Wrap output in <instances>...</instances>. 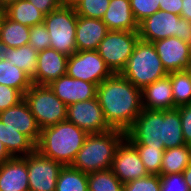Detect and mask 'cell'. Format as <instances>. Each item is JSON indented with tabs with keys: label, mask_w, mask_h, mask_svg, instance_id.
Instances as JSON below:
<instances>
[{
	"label": "cell",
	"mask_w": 191,
	"mask_h": 191,
	"mask_svg": "<svg viewBox=\"0 0 191 191\" xmlns=\"http://www.w3.org/2000/svg\"><path fill=\"white\" fill-rule=\"evenodd\" d=\"M96 97L112 129L126 132L143 110L142 90L120 73L103 80L97 86Z\"/></svg>",
	"instance_id": "obj_1"
},
{
	"label": "cell",
	"mask_w": 191,
	"mask_h": 191,
	"mask_svg": "<svg viewBox=\"0 0 191 191\" xmlns=\"http://www.w3.org/2000/svg\"><path fill=\"white\" fill-rule=\"evenodd\" d=\"M126 138L134 146H151L165 150L185 145L179 110L143 109L126 131Z\"/></svg>",
	"instance_id": "obj_2"
},
{
	"label": "cell",
	"mask_w": 191,
	"mask_h": 191,
	"mask_svg": "<svg viewBox=\"0 0 191 191\" xmlns=\"http://www.w3.org/2000/svg\"><path fill=\"white\" fill-rule=\"evenodd\" d=\"M87 135L85 130L65 120L41 129L36 150L63 166L71 165Z\"/></svg>",
	"instance_id": "obj_3"
},
{
	"label": "cell",
	"mask_w": 191,
	"mask_h": 191,
	"mask_svg": "<svg viewBox=\"0 0 191 191\" xmlns=\"http://www.w3.org/2000/svg\"><path fill=\"white\" fill-rule=\"evenodd\" d=\"M125 137L126 132L118 129L88 134L70 166L87 174L111 169L116 149Z\"/></svg>",
	"instance_id": "obj_4"
},
{
	"label": "cell",
	"mask_w": 191,
	"mask_h": 191,
	"mask_svg": "<svg viewBox=\"0 0 191 191\" xmlns=\"http://www.w3.org/2000/svg\"><path fill=\"white\" fill-rule=\"evenodd\" d=\"M120 74L141 90L168 75L153 43L141 39Z\"/></svg>",
	"instance_id": "obj_5"
},
{
	"label": "cell",
	"mask_w": 191,
	"mask_h": 191,
	"mask_svg": "<svg viewBox=\"0 0 191 191\" xmlns=\"http://www.w3.org/2000/svg\"><path fill=\"white\" fill-rule=\"evenodd\" d=\"M77 17L72 4L63 3L44 16V24L50 34V48L71 56L77 51L75 36Z\"/></svg>",
	"instance_id": "obj_6"
},
{
	"label": "cell",
	"mask_w": 191,
	"mask_h": 191,
	"mask_svg": "<svg viewBox=\"0 0 191 191\" xmlns=\"http://www.w3.org/2000/svg\"><path fill=\"white\" fill-rule=\"evenodd\" d=\"M139 39L155 42L168 37H177L191 42V21L180 15L159 10L139 23Z\"/></svg>",
	"instance_id": "obj_7"
},
{
	"label": "cell",
	"mask_w": 191,
	"mask_h": 191,
	"mask_svg": "<svg viewBox=\"0 0 191 191\" xmlns=\"http://www.w3.org/2000/svg\"><path fill=\"white\" fill-rule=\"evenodd\" d=\"M24 100L41 129L65 121L67 118V105L48 85L32 84L24 94Z\"/></svg>",
	"instance_id": "obj_8"
},
{
	"label": "cell",
	"mask_w": 191,
	"mask_h": 191,
	"mask_svg": "<svg viewBox=\"0 0 191 191\" xmlns=\"http://www.w3.org/2000/svg\"><path fill=\"white\" fill-rule=\"evenodd\" d=\"M138 40V31L109 30L97 51L113 74L121 73Z\"/></svg>",
	"instance_id": "obj_9"
},
{
	"label": "cell",
	"mask_w": 191,
	"mask_h": 191,
	"mask_svg": "<svg viewBox=\"0 0 191 191\" xmlns=\"http://www.w3.org/2000/svg\"><path fill=\"white\" fill-rule=\"evenodd\" d=\"M66 74L97 86L113 73L97 50L76 51L67 60Z\"/></svg>",
	"instance_id": "obj_10"
},
{
	"label": "cell",
	"mask_w": 191,
	"mask_h": 191,
	"mask_svg": "<svg viewBox=\"0 0 191 191\" xmlns=\"http://www.w3.org/2000/svg\"><path fill=\"white\" fill-rule=\"evenodd\" d=\"M63 165L43 156L36 149L27 155L29 191H56L57 178Z\"/></svg>",
	"instance_id": "obj_11"
},
{
	"label": "cell",
	"mask_w": 191,
	"mask_h": 191,
	"mask_svg": "<svg viewBox=\"0 0 191 191\" xmlns=\"http://www.w3.org/2000/svg\"><path fill=\"white\" fill-rule=\"evenodd\" d=\"M66 120L85 130L88 134L104 133L112 129L104 118L97 97L67 106Z\"/></svg>",
	"instance_id": "obj_12"
},
{
	"label": "cell",
	"mask_w": 191,
	"mask_h": 191,
	"mask_svg": "<svg viewBox=\"0 0 191 191\" xmlns=\"http://www.w3.org/2000/svg\"><path fill=\"white\" fill-rule=\"evenodd\" d=\"M111 170L123 184L149 175L136 147L126 137L116 149Z\"/></svg>",
	"instance_id": "obj_13"
},
{
	"label": "cell",
	"mask_w": 191,
	"mask_h": 191,
	"mask_svg": "<svg viewBox=\"0 0 191 191\" xmlns=\"http://www.w3.org/2000/svg\"><path fill=\"white\" fill-rule=\"evenodd\" d=\"M153 45L167 73L189 68L191 61L189 43L177 37H168L153 42Z\"/></svg>",
	"instance_id": "obj_14"
},
{
	"label": "cell",
	"mask_w": 191,
	"mask_h": 191,
	"mask_svg": "<svg viewBox=\"0 0 191 191\" xmlns=\"http://www.w3.org/2000/svg\"><path fill=\"white\" fill-rule=\"evenodd\" d=\"M0 120L7 127L26 135L35 145L39 142L41 128L24 99L18 104L1 111Z\"/></svg>",
	"instance_id": "obj_15"
},
{
	"label": "cell",
	"mask_w": 191,
	"mask_h": 191,
	"mask_svg": "<svg viewBox=\"0 0 191 191\" xmlns=\"http://www.w3.org/2000/svg\"><path fill=\"white\" fill-rule=\"evenodd\" d=\"M49 88L67 106L79 101L96 98L97 85L81 79H74L67 74L52 81Z\"/></svg>",
	"instance_id": "obj_16"
},
{
	"label": "cell",
	"mask_w": 191,
	"mask_h": 191,
	"mask_svg": "<svg viewBox=\"0 0 191 191\" xmlns=\"http://www.w3.org/2000/svg\"><path fill=\"white\" fill-rule=\"evenodd\" d=\"M68 56L55 49L47 48L37 55V69L32 84L49 85L66 74Z\"/></svg>",
	"instance_id": "obj_17"
},
{
	"label": "cell",
	"mask_w": 191,
	"mask_h": 191,
	"mask_svg": "<svg viewBox=\"0 0 191 191\" xmlns=\"http://www.w3.org/2000/svg\"><path fill=\"white\" fill-rule=\"evenodd\" d=\"M0 191H29L27 156L12 157L0 165Z\"/></svg>",
	"instance_id": "obj_18"
},
{
	"label": "cell",
	"mask_w": 191,
	"mask_h": 191,
	"mask_svg": "<svg viewBox=\"0 0 191 191\" xmlns=\"http://www.w3.org/2000/svg\"><path fill=\"white\" fill-rule=\"evenodd\" d=\"M142 107L160 111L175 109L171 79L168 75L142 89Z\"/></svg>",
	"instance_id": "obj_19"
},
{
	"label": "cell",
	"mask_w": 191,
	"mask_h": 191,
	"mask_svg": "<svg viewBox=\"0 0 191 191\" xmlns=\"http://www.w3.org/2000/svg\"><path fill=\"white\" fill-rule=\"evenodd\" d=\"M108 31L102 20L78 16L75 36L77 51L97 50Z\"/></svg>",
	"instance_id": "obj_20"
},
{
	"label": "cell",
	"mask_w": 191,
	"mask_h": 191,
	"mask_svg": "<svg viewBox=\"0 0 191 191\" xmlns=\"http://www.w3.org/2000/svg\"><path fill=\"white\" fill-rule=\"evenodd\" d=\"M102 21L108 30L138 31L139 28L131 10L130 0H110Z\"/></svg>",
	"instance_id": "obj_21"
},
{
	"label": "cell",
	"mask_w": 191,
	"mask_h": 191,
	"mask_svg": "<svg viewBox=\"0 0 191 191\" xmlns=\"http://www.w3.org/2000/svg\"><path fill=\"white\" fill-rule=\"evenodd\" d=\"M4 14L14 22L31 27L44 23V14L28 0H17L4 7Z\"/></svg>",
	"instance_id": "obj_22"
},
{
	"label": "cell",
	"mask_w": 191,
	"mask_h": 191,
	"mask_svg": "<svg viewBox=\"0 0 191 191\" xmlns=\"http://www.w3.org/2000/svg\"><path fill=\"white\" fill-rule=\"evenodd\" d=\"M0 141L13 157L27 156L36 149V145L26 135L7 127L1 120Z\"/></svg>",
	"instance_id": "obj_23"
},
{
	"label": "cell",
	"mask_w": 191,
	"mask_h": 191,
	"mask_svg": "<svg viewBox=\"0 0 191 191\" xmlns=\"http://www.w3.org/2000/svg\"><path fill=\"white\" fill-rule=\"evenodd\" d=\"M191 164V146L183 145L164 151L160 175L182 173Z\"/></svg>",
	"instance_id": "obj_24"
},
{
	"label": "cell",
	"mask_w": 191,
	"mask_h": 191,
	"mask_svg": "<svg viewBox=\"0 0 191 191\" xmlns=\"http://www.w3.org/2000/svg\"><path fill=\"white\" fill-rule=\"evenodd\" d=\"M30 27L9 19L5 14L0 21V40L9 48H18L29 43Z\"/></svg>",
	"instance_id": "obj_25"
},
{
	"label": "cell",
	"mask_w": 191,
	"mask_h": 191,
	"mask_svg": "<svg viewBox=\"0 0 191 191\" xmlns=\"http://www.w3.org/2000/svg\"><path fill=\"white\" fill-rule=\"evenodd\" d=\"M37 55L38 52L27 44L18 48H9L6 60L10 61L12 66L15 65L23 70L32 79L37 69Z\"/></svg>",
	"instance_id": "obj_26"
},
{
	"label": "cell",
	"mask_w": 191,
	"mask_h": 191,
	"mask_svg": "<svg viewBox=\"0 0 191 191\" xmlns=\"http://www.w3.org/2000/svg\"><path fill=\"white\" fill-rule=\"evenodd\" d=\"M0 84L13 87L19 90L23 95L32 85L31 78L15 65H11L10 61H0Z\"/></svg>",
	"instance_id": "obj_27"
},
{
	"label": "cell",
	"mask_w": 191,
	"mask_h": 191,
	"mask_svg": "<svg viewBox=\"0 0 191 191\" xmlns=\"http://www.w3.org/2000/svg\"><path fill=\"white\" fill-rule=\"evenodd\" d=\"M56 191H89L88 174L70 165L63 166L58 174Z\"/></svg>",
	"instance_id": "obj_28"
},
{
	"label": "cell",
	"mask_w": 191,
	"mask_h": 191,
	"mask_svg": "<svg viewBox=\"0 0 191 191\" xmlns=\"http://www.w3.org/2000/svg\"><path fill=\"white\" fill-rule=\"evenodd\" d=\"M175 108L191 104V75L187 70L168 73Z\"/></svg>",
	"instance_id": "obj_29"
},
{
	"label": "cell",
	"mask_w": 191,
	"mask_h": 191,
	"mask_svg": "<svg viewBox=\"0 0 191 191\" xmlns=\"http://www.w3.org/2000/svg\"><path fill=\"white\" fill-rule=\"evenodd\" d=\"M123 183L111 169L88 174L89 191H122Z\"/></svg>",
	"instance_id": "obj_30"
},
{
	"label": "cell",
	"mask_w": 191,
	"mask_h": 191,
	"mask_svg": "<svg viewBox=\"0 0 191 191\" xmlns=\"http://www.w3.org/2000/svg\"><path fill=\"white\" fill-rule=\"evenodd\" d=\"M109 3L110 0H76L72 5L78 16L102 20Z\"/></svg>",
	"instance_id": "obj_31"
},
{
	"label": "cell",
	"mask_w": 191,
	"mask_h": 191,
	"mask_svg": "<svg viewBox=\"0 0 191 191\" xmlns=\"http://www.w3.org/2000/svg\"><path fill=\"white\" fill-rule=\"evenodd\" d=\"M148 174L160 175L165 148L135 146Z\"/></svg>",
	"instance_id": "obj_32"
},
{
	"label": "cell",
	"mask_w": 191,
	"mask_h": 191,
	"mask_svg": "<svg viewBox=\"0 0 191 191\" xmlns=\"http://www.w3.org/2000/svg\"><path fill=\"white\" fill-rule=\"evenodd\" d=\"M122 191H160V175H147L123 184Z\"/></svg>",
	"instance_id": "obj_33"
},
{
	"label": "cell",
	"mask_w": 191,
	"mask_h": 191,
	"mask_svg": "<svg viewBox=\"0 0 191 191\" xmlns=\"http://www.w3.org/2000/svg\"><path fill=\"white\" fill-rule=\"evenodd\" d=\"M130 5L138 24L160 10L159 0H130Z\"/></svg>",
	"instance_id": "obj_34"
},
{
	"label": "cell",
	"mask_w": 191,
	"mask_h": 191,
	"mask_svg": "<svg viewBox=\"0 0 191 191\" xmlns=\"http://www.w3.org/2000/svg\"><path fill=\"white\" fill-rule=\"evenodd\" d=\"M28 44L37 52L50 48V34L44 23L30 27Z\"/></svg>",
	"instance_id": "obj_35"
},
{
	"label": "cell",
	"mask_w": 191,
	"mask_h": 191,
	"mask_svg": "<svg viewBox=\"0 0 191 191\" xmlns=\"http://www.w3.org/2000/svg\"><path fill=\"white\" fill-rule=\"evenodd\" d=\"M182 173L160 175V191H188Z\"/></svg>",
	"instance_id": "obj_36"
},
{
	"label": "cell",
	"mask_w": 191,
	"mask_h": 191,
	"mask_svg": "<svg viewBox=\"0 0 191 191\" xmlns=\"http://www.w3.org/2000/svg\"><path fill=\"white\" fill-rule=\"evenodd\" d=\"M24 99V95L13 87L0 84V112L4 111Z\"/></svg>",
	"instance_id": "obj_37"
},
{
	"label": "cell",
	"mask_w": 191,
	"mask_h": 191,
	"mask_svg": "<svg viewBox=\"0 0 191 191\" xmlns=\"http://www.w3.org/2000/svg\"><path fill=\"white\" fill-rule=\"evenodd\" d=\"M181 119V127L186 145L191 146V104L177 107Z\"/></svg>",
	"instance_id": "obj_38"
},
{
	"label": "cell",
	"mask_w": 191,
	"mask_h": 191,
	"mask_svg": "<svg viewBox=\"0 0 191 191\" xmlns=\"http://www.w3.org/2000/svg\"><path fill=\"white\" fill-rule=\"evenodd\" d=\"M44 15L59 8L64 2L63 0H28Z\"/></svg>",
	"instance_id": "obj_39"
},
{
	"label": "cell",
	"mask_w": 191,
	"mask_h": 191,
	"mask_svg": "<svg viewBox=\"0 0 191 191\" xmlns=\"http://www.w3.org/2000/svg\"><path fill=\"white\" fill-rule=\"evenodd\" d=\"M160 10L171 12L176 15L181 14L182 0H159Z\"/></svg>",
	"instance_id": "obj_40"
},
{
	"label": "cell",
	"mask_w": 191,
	"mask_h": 191,
	"mask_svg": "<svg viewBox=\"0 0 191 191\" xmlns=\"http://www.w3.org/2000/svg\"><path fill=\"white\" fill-rule=\"evenodd\" d=\"M180 17L191 21V0H182Z\"/></svg>",
	"instance_id": "obj_41"
},
{
	"label": "cell",
	"mask_w": 191,
	"mask_h": 191,
	"mask_svg": "<svg viewBox=\"0 0 191 191\" xmlns=\"http://www.w3.org/2000/svg\"><path fill=\"white\" fill-rule=\"evenodd\" d=\"M12 157L5 145L0 141V165Z\"/></svg>",
	"instance_id": "obj_42"
},
{
	"label": "cell",
	"mask_w": 191,
	"mask_h": 191,
	"mask_svg": "<svg viewBox=\"0 0 191 191\" xmlns=\"http://www.w3.org/2000/svg\"><path fill=\"white\" fill-rule=\"evenodd\" d=\"M187 183L188 189L191 190V164L182 172Z\"/></svg>",
	"instance_id": "obj_43"
},
{
	"label": "cell",
	"mask_w": 191,
	"mask_h": 191,
	"mask_svg": "<svg viewBox=\"0 0 191 191\" xmlns=\"http://www.w3.org/2000/svg\"><path fill=\"white\" fill-rule=\"evenodd\" d=\"M9 51V47L0 40V61L6 59V53Z\"/></svg>",
	"instance_id": "obj_44"
},
{
	"label": "cell",
	"mask_w": 191,
	"mask_h": 191,
	"mask_svg": "<svg viewBox=\"0 0 191 191\" xmlns=\"http://www.w3.org/2000/svg\"><path fill=\"white\" fill-rule=\"evenodd\" d=\"M14 1H17V0H0V6L4 8V7H6L9 3L14 2Z\"/></svg>",
	"instance_id": "obj_45"
},
{
	"label": "cell",
	"mask_w": 191,
	"mask_h": 191,
	"mask_svg": "<svg viewBox=\"0 0 191 191\" xmlns=\"http://www.w3.org/2000/svg\"><path fill=\"white\" fill-rule=\"evenodd\" d=\"M4 15V8L0 6V21Z\"/></svg>",
	"instance_id": "obj_46"
},
{
	"label": "cell",
	"mask_w": 191,
	"mask_h": 191,
	"mask_svg": "<svg viewBox=\"0 0 191 191\" xmlns=\"http://www.w3.org/2000/svg\"><path fill=\"white\" fill-rule=\"evenodd\" d=\"M76 0H63L64 3L73 4Z\"/></svg>",
	"instance_id": "obj_47"
},
{
	"label": "cell",
	"mask_w": 191,
	"mask_h": 191,
	"mask_svg": "<svg viewBox=\"0 0 191 191\" xmlns=\"http://www.w3.org/2000/svg\"><path fill=\"white\" fill-rule=\"evenodd\" d=\"M187 71L190 73V75H191V61H190V66H189V68L187 69Z\"/></svg>",
	"instance_id": "obj_48"
},
{
	"label": "cell",
	"mask_w": 191,
	"mask_h": 191,
	"mask_svg": "<svg viewBox=\"0 0 191 191\" xmlns=\"http://www.w3.org/2000/svg\"><path fill=\"white\" fill-rule=\"evenodd\" d=\"M190 56H191V42H189Z\"/></svg>",
	"instance_id": "obj_49"
}]
</instances>
